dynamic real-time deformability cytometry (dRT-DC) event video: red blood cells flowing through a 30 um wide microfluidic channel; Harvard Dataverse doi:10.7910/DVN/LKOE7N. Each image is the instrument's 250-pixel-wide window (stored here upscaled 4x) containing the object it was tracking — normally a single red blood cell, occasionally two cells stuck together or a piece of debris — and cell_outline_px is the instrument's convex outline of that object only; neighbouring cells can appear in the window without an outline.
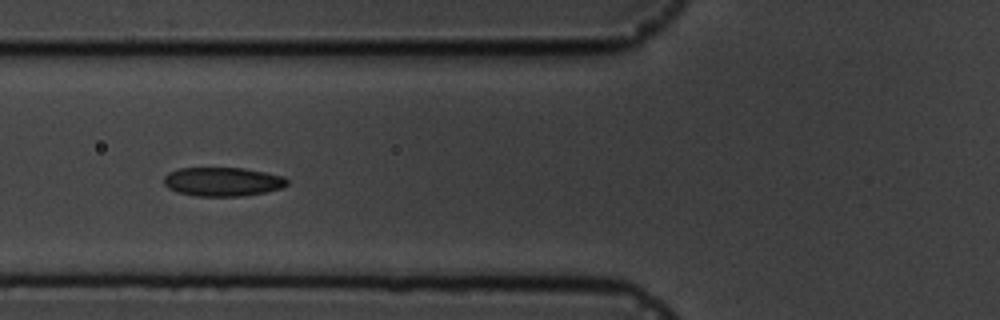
{"species": "common noctule bat (a hibernating species)", "species_latin": "Nyctalus noctula", "temperature_condition": "cold", "stored_images_in_passage": 9, "camera_frame_rate_fps": 3000, "um_per_image_px": 0.085, "animal": {"sex": "male", "body_mass_g": 19.5, "forearm_length_mm": 54.6}, "frame": {"image": 1, "passage_image": 6, "time_ms": 6.333, "image_size_px": [1000, 320], "cell_outline_px": [[288, 184], [280, 188], [264, 192], [240, 196], [196, 196], [176, 192], [168, 188], [164, 184], [164, 176], [168, 172], [176, 168], [244, 168], [284, 176], [288, 180]], "centroid_in_image_um": [18.88, 15.44], "position_along_channel_um": 106.9, "area_um2": 20.81}}
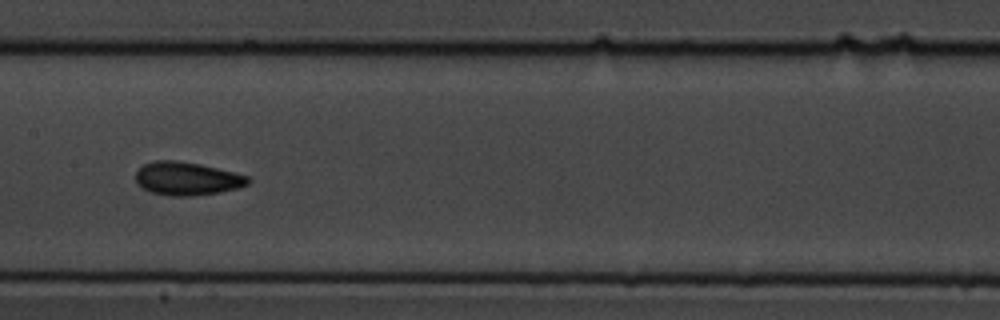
{"frame": {"image": 2, "passage_image": 8, "time_ms": 8.667, "image_size_px": [1000, 320], "cell_outline_px": [[252, 180], [248, 184], [240, 188], [220, 192], [192, 196], [172, 196], [152, 192], [136, 184], [136, 172], [144, 164], [156, 160], [176, 160], [200, 164], [248, 176]], "centroid_in_image_um": [15.91, 15.18], "position_along_channel_um": 191.5, "area_um2": 21.73}}
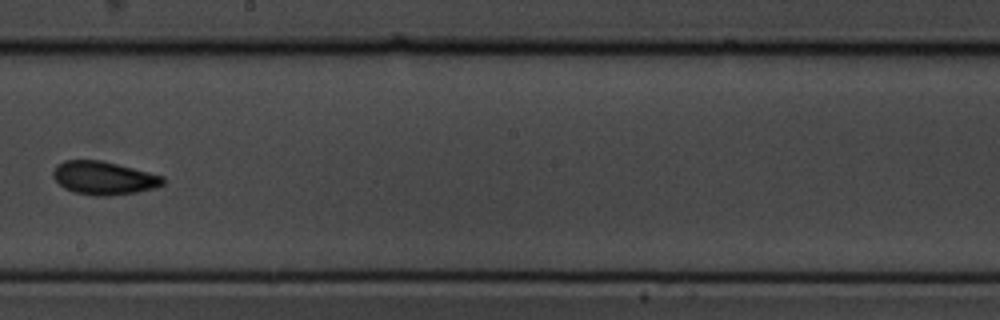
{"frame": {"image": 3, "passage_image": 9, "time_ms": 10.0, "image_size_px": [1000, 320], "cell_outline_px": [[164, 184], [156, 188], [136, 192], [108, 196], [92, 196], [76, 192], [64, 188], [52, 176], [52, 172], [56, 164], [64, 160], [100, 160], [164, 176]], "centroid_in_image_um": [8.81, 15.13], "position_along_channel_um": 239.4, "area_um2": 21.27}}